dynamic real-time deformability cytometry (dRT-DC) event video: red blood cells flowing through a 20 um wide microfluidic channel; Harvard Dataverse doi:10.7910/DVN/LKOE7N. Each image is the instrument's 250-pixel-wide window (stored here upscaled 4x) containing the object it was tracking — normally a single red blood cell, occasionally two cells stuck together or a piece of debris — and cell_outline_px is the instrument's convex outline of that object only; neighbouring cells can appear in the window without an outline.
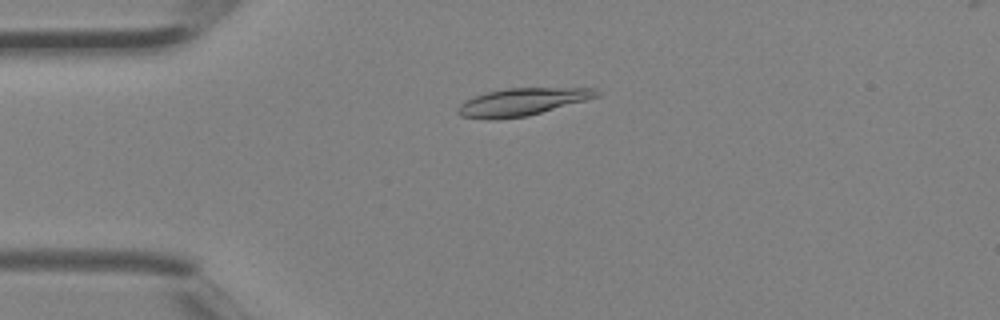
{"species": "Egyptian fruit bat (a non-hibernating species)", "species_latin": "Rousettus aegyptiacus", "temperature_condition": "room temperature", "stored_images_in_passage": 3, "camera_frame_rate_fps": 3000, "um_per_image_px": 0.085, "animal": {"sex": "female"}, "frame": {"image": 1, "passage_image": 2, "time_ms": 0.333, "image_size_px": [1000, 320], "cell_outline_px": [[600, 96], [528, 116], [496, 120], [488, 120], [460, 116], [456, 112], [456, 108], [460, 104], [476, 96], [488, 92], [504, 88], [596, 88], [600, 92]], "centroid_in_image_um": [44.37, 8.67], "position_along_channel_um": 40.6, "area_um2": 22.25}}